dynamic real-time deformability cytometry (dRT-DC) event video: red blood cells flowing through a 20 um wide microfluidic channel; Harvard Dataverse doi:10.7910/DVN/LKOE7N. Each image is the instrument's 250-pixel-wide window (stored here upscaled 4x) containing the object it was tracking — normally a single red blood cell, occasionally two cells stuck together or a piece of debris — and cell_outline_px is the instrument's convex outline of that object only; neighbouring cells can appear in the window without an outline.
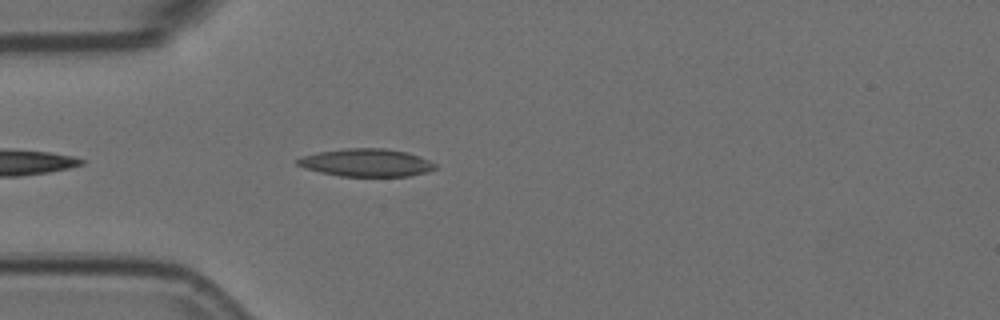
{"species": "Egyptian fruit bat (a non-hibernating species)", "species_latin": "Rousettus aegyptiacus", "temperature_condition": "room temperature", "stored_images_in_passage": 3, "camera_frame_rate_fps": 3000, "um_per_image_px": 0.085, "animal": {"sex": "female"}, "frame": {"image": 1, "passage_image": 3, "time_ms": 0.667, "image_size_px": [1000, 320], "cell_outline_px": [[436, 168], [424, 172], [408, 176], [340, 176], [320, 172], [304, 168], [296, 164], [296, 160], [300, 156], [316, 152], [348, 148], [384, 148], [408, 152], [420, 156], [436, 164]], "centroid_in_image_um": [31.1, 13.82], "position_along_channel_um": 53.9, "area_um2": 22.31}}